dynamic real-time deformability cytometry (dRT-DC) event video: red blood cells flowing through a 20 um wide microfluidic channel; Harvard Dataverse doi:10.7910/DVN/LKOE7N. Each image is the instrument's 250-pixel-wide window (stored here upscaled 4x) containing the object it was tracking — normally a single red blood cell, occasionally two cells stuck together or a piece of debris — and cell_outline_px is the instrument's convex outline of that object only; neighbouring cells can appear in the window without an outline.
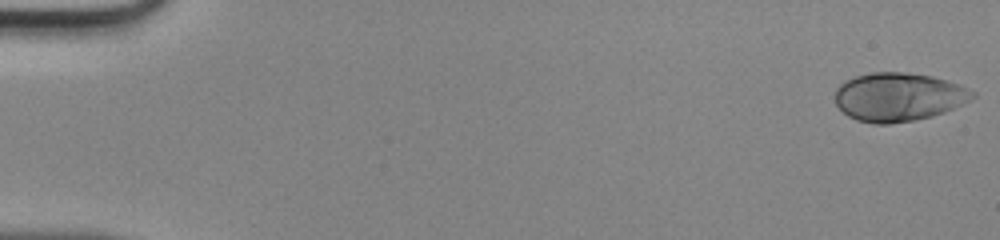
{"species": "human", "species_latin": "Homo sapiens", "temperature_condition": "room temperature", "stored_images_in_passage": 48, "camera_frame_rate_fps": 3000, "um_per_image_px": 0.085, "donor": {"sex": "male"}, "frame": {"image": 1, "passage_image": 1, "time_ms": 0.0, "image_size_px": [1000, 240], "cell_outline_px": [[976, 96], [944, 112], [932, 116], [912, 120], [888, 124], [876, 124], [856, 120], [848, 116], [836, 104], [836, 88], [844, 80], [856, 76], [872, 72], [908, 72], [932, 76], [960, 84], [976, 92]], "centroid_in_image_um": [76.36, 8.23], "position_along_channel_um": 8.6, "area_um2": 38.78}}
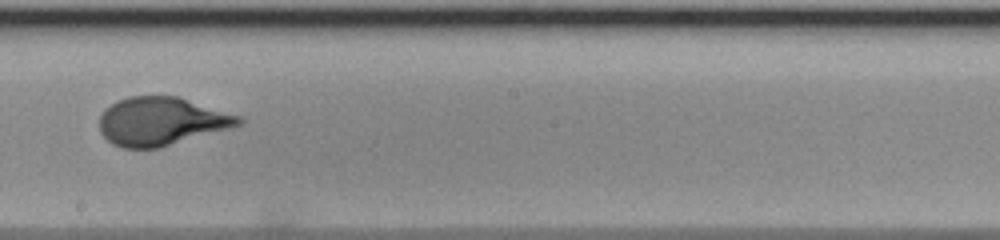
{"frame": {"image": 2, "passage_image": 28, "time_ms": 9.0, "image_size_px": [1000, 240], "cell_outline_px": [[244, 124], [232, 128], [160, 148], [124, 148], [112, 144], [100, 132], [100, 116], [104, 108], [116, 100], [128, 96], [176, 96], [244, 116]], "centroid_in_image_um": [13.76, 10.31], "position_along_channel_um": 234.4, "area_um2": 39.71}}
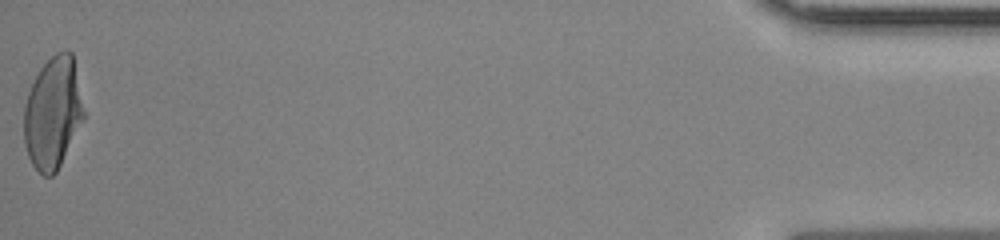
{"frame": {"image": 3, "passage_image": 48, "time_ms": 15.667, "image_size_px": [1000, 240], "cell_outline_px": [[84, 120], [56, 172], [52, 176], [44, 176], [32, 164], [28, 156], [24, 144], [24, 104], [28, 92], [40, 68], [56, 52], [72, 52], [84, 112]], "centroid_in_image_um": [4.48, 9.62], "position_along_channel_um": 430.7, "area_um2": 38.61}}